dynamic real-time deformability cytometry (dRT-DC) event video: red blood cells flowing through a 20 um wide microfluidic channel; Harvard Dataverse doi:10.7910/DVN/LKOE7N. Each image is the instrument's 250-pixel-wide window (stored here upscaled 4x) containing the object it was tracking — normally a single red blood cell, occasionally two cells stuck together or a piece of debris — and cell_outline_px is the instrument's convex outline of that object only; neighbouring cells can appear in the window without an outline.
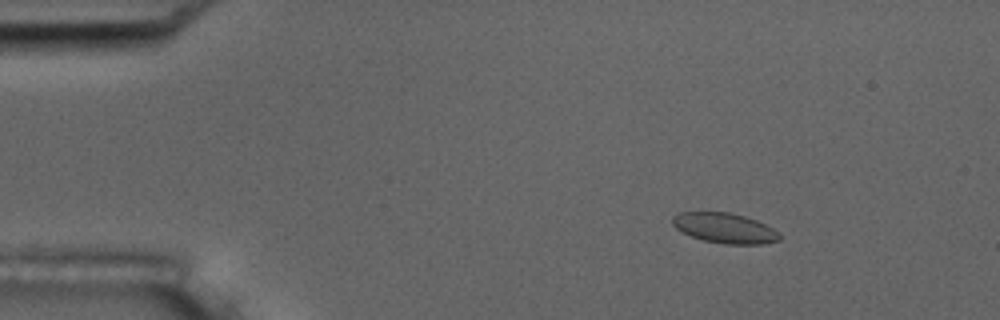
{"species": "common noctule bat (a hibernating species)", "species_latin": "Nyctalus noctula", "temperature_condition": "room temperature", "stored_images_in_passage": 55, "camera_frame_rate_fps": 3000, "um_per_image_px": 0.085, "animal": {"sex": "male", "body_mass_g": 17.5, "forearm_length_mm": 52.3}, "frame": {"image": 1, "passage_image": 8, "time_ms": 2.333, "image_size_px": [1000, 320], "cell_outline_px": [[780, 240], [764, 244], [724, 244], [704, 240], [692, 236], [676, 228], [672, 224], [672, 216], [680, 212], [728, 212], [744, 216], [756, 220], [780, 232]], "centroid_in_image_um": [61.61, 19.38], "position_along_channel_um": 23.4, "area_um2": 18.73}}
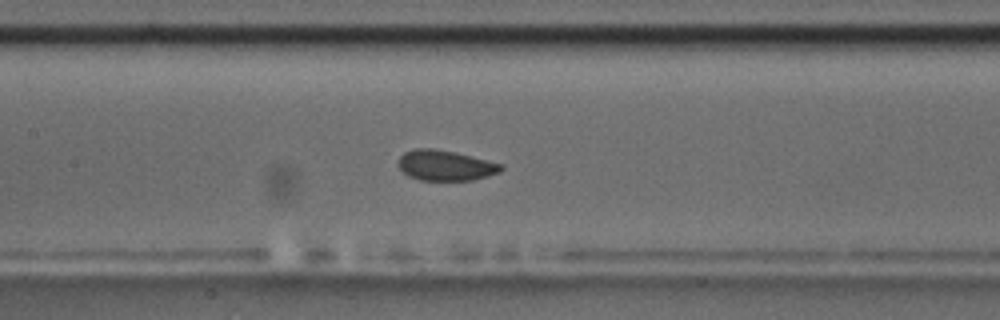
{"frame": {"image": 2, "passage_image": 26, "time_ms": 8.333, "image_size_px": [1000, 320], "cell_outline_px": [[504, 168], [500, 172], [488, 176], [472, 180], [420, 180], [408, 176], [396, 164], [396, 160], [404, 152], [412, 148], [432, 148], [452, 152], [504, 164]], "centroid_in_image_um": [37.82, 14.06], "position_along_channel_um": 169.6, "area_um2": 18.26}}
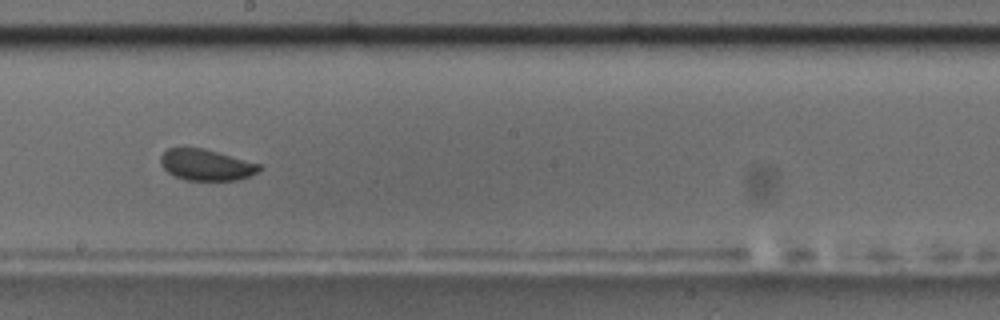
{"frame": {"image": 3, "passage_image": 31, "time_ms": 10.0, "image_size_px": [1000, 320], "cell_outline_px": [[264, 168], [248, 176], [236, 180], [184, 180], [168, 172], [160, 164], [160, 156], [168, 148], [204, 148], [264, 164]], "centroid_in_image_um": [17.57, 14.0], "position_along_channel_um": 230.6, "area_um2": 18.09}, "authors_computed_cell_mechanics": {"area_um2": 18.8428, "velocity_mm_per_s": 3.6918, "shape_relaxation_time_tau1_ms": 2.5485, "shape_relaxation_time_tau2_ms": 1.1962, "deformation_change_tau1": 0.0507, "deformation_change_tau2": 0.0363}}